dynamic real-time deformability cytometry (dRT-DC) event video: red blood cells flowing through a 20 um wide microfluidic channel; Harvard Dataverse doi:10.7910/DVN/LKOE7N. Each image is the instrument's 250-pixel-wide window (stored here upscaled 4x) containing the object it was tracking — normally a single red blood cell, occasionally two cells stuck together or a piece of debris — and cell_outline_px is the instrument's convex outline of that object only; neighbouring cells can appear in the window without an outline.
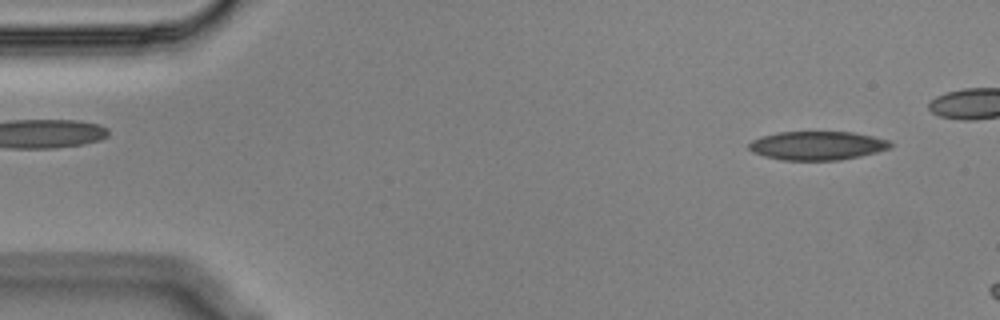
{"species": "Egyptian fruit bat (a non-hibernating species)", "species_latin": "Rousettus aegyptiacus", "temperature_condition": "cold", "stored_images_in_passage": 9, "camera_frame_rate_fps": 3000, "um_per_image_px": 0.085, "animal": {"sex": "male"}, "frame": {"image": 1, "passage_image": 3, "time_ms": 0.667, "image_size_px": [1000, 320], "cell_outline_px": [[892, 144], [888, 148], [876, 152], [860, 156], [840, 160], [780, 160], [764, 156], [752, 152], [748, 148], [748, 144], [752, 140], [760, 136], [776, 132], [852, 132], [872, 136], [888, 140]], "centroid_in_image_um": [69.41, 12.37], "position_along_channel_um": 15.6, "area_um2": 23.7}}